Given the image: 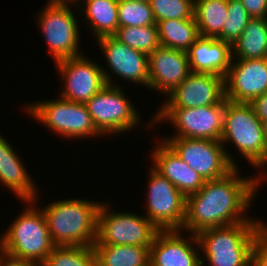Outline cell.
Here are the masks:
<instances>
[{
    "label": "cell",
    "instance_id": "obj_28",
    "mask_svg": "<svg viewBox=\"0 0 267 266\" xmlns=\"http://www.w3.org/2000/svg\"><path fill=\"white\" fill-rule=\"evenodd\" d=\"M41 266H96L92 246H55Z\"/></svg>",
    "mask_w": 267,
    "mask_h": 266
},
{
    "label": "cell",
    "instance_id": "obj_4",
    "mask_svg": "<svg viewBox=\"0 0 267 266\" xmlns=\"http://www.w3.org/2000/svg\"><path fill=\"white\" fill-rule=\"evenodd\" d=\"M102 202L61 199L42 207L49 235L55 246H93L97 238V216Z\"/></svg>",
    "mask_w": 267,
    "mask_h": 266
},
{
    "label": "cell",
    "instance_id": "obj_31",
    "mask_svg": "<svg viewBox=\"0 0 267 266\" xmlns=\"http://www.w3.org/2000/svg\"><path fill=\"white\" fill-rule=\"evenodd\" d=\"M157 22L168 19H195L194 0H149Z\"/></svg>",
    "mask_w": 267,
    "mask_h": 266
},
{
    "label": "cell",
    "instance_id": "obj_14",
    "mask_svg": "<svg viewBox=\"0 0 267 266\" xmlns=\"http://www.w3.org/2000/svg\"><path fill=\"white\" fill-rule=\"evenodd\" d=\"M97 42L105 57V64L109 68L106 70L102 66L107 85L120 86L112 79L114 74L115 77H120V80L134 82V85L136 83L148 88L149 63L146 53L130 48L114 36L98 38ZM108 70L111 72L109 73Z\"/></svg>",
    "mask_w": 267,
    "mask_h": 266
},
{
    "label": "cell",
    "instance_id": "obj_32",
    "mask_svg": "<svg viewBox=\"0 0 267 266\" xmlns=\"http://www.w3.org/2000/svg\"><path fill=\"white\" fill-rule=\"evenodd\" d=\"M251 18H267V0H240Z\"/></svg>",
    "mask_w": 267,
    "mask_h": 266
},
{
    "label": "cell",
    "instance_id": "obj_22",
    "mask_svg": "<svg viewBox=\"0 0 267 266\" xmlns=\"http://www.w3.org/2000/svg\"><path fill=\"white\" fill-rule=\"evenodd\" d=\"M82 5V6H81ZM79 9L95 40L114 36L118 29V0H83ZM81 9V10H80Z\"/></svg>",
    "mask_w": 267,
    "mask_h": 266
},
{
    "label": "cell",
    "instance_id": "obj_16",
    "mask_svg": "<svg viewBox=\"0 0 267 266\" xmlns=\"http://www.w3.org/2000/svg\"><path fill=\"white\" fill-rule=\"evenodd\" d=\"M159 108H196L219 104L225 98L224 77L193 73L166 96Z\"/></svg>",
    "mask_w": 267,
    "mask_h": 266
},
{
    "label": "cell",
    "instance_id": "obj_27",
    "mask_svg": "<svg viewBox=\"0 0 267 266\" xmlns=\"http://www.w3.org/2000/svg\"><path fill=\"white\" fill-rule=\"evenodd\" d=\"M114 37L130 48L147 55L153 53L160 45L157 24L118 27Z\"/></svg>",
    "mask_w": 267,
    "mask_h": 266
},
{
    "label": "cell",
    "instance_id": "obj_2",
    "mask_svg": "<svg viewBox=\"0 0 267 266\" xmlns=\"http://www.w3.org/2000/svg\"><path fill=\"white\" fill-rule=\"evenodd\" d=\"M264 222H240L201 230L197 237L204 253L202 266H206L204 258L208 266H250L254 247L267 234Z\"/></svg>",
    "mask_w": 267,
    "mask_h": 266
},
{
    "label": "cell",
    "instance_id": "obj_13",
    "mask_svg": "<svg viewBox=\"0 0 267 266\" xmlns=\"http://www.w3.org/2000/svg\"><path fill=\"white\" fill-rule=\"evenodd\" d=\"M55 66L63 82L59 95L65 100L86 103L107 85L102 65L85 54L59 60Z\"/></svg>",
    "mask_w": 267,
    "mask_h": 266
},
{
    "label": "cell",
    "instance_id": "obj_8",
    "mask_svg": "<svg viewBox=\"0 0 267 266\" xmlns=\"http://www.w3.org/2000/svg\"><path fill=\"white\" fill-rule=\"evenodd\" d=\"M110 208L104 201L99 207L94 245L150 247L153 244L160 230L145 215L128 211L115 212Z\"/></svg>",
    "mask_w": 267,
    "mask_h": 266
},
{
    "label": "cell",
    "instance_id": "obj_12",
    "mask_svg": "<svg viewBox=\"0 0 267 266\" xmlns=\"http://www.w3.org/2000/svg\"><path fill=\"white\" fill-rule=\"evenodd\" d=\"M160 140L204 181L220 179L235 168L228 160L221 141L166 136Z\"/></svg>",
    "mask_w": 267,
    "mask_h": 266
},
{
    "label": "cell",
    "instance_id": "obj_19",
    "mask_svg": "<svg viewBox=\"0 0 267 266\" xmlns=\"http://www.w3.org/2000/svg\"><path fill=\"white\" fill-rule=\"evenodd\" d=\"M157 142L150 152L152 167L167 178L185 197L197 193L205 181L164 141Z\"/></svg>",
    "mask_w": 267,
    "mask_h": 266
},
{
    "label": "cell",
    "instance_id": "obj_24",
    "mask_svg": "<svg viewBox=\"0 0 267 266\" xmlns=\"http://www.w3.org/2000/svg\"><path fill=\"white\" fill-rule=\"evenodd\" d=\"M96 266H150V247L93 245Z\"/></svg>",
    "mask_w": 267,
    "mask_h": 266
},
{
    "label": "cell",
    "instance_id": "obj_30",
    "mask_svg": "<svg viewBox=\"0 0 267 266\" xmlns=\"http://www.w3.org/2000/svg\"><path fill=\"white\" fill-rule=\"evenodd\" d=\"M227 18L216 38L231 46L239 39L251 17L240 0H228Z\"/></svg>",
    "mask_w": 267,
    "mask_h": 266
},
{
    "label": "cell",
    "instance_id": "obj_20",
    "mask_svg": "<svg viewBox=\"0 0 267 266\" xmlns=\"http://www.w3.org/2000/svg\"><path fill=\"white\" fill-rule=\"evenodd\" d=\"M4 138L0 134V184L10 189L20 201H34L39 196L36 181L27 172L14 147Z\"/></svg>",
    "mask_w": 267,
    "mask_h": 266
},
{
    "label": "cell",
    "instance_id": "obj_34",
    "mask_svg": "<svg viewBox=\"0 0 267 266\" xmlns=\"http://www.w3.org/2000/svg\"><path fill=\"white\" fill-rule=\"evenodd\" d=\"M0 266H39L37 263L13 257L0 249Z\"/></svg>",
    "mask_w": 267,
    "mask_h": 266
},
{
    "label": "cell",
    "instance_id": "obj_37",
    "mask_svg": "<svg viewBox=\"0 0 267 266\" xmlns=\"http://www.w3.org/2000/svg\"><path fill=\"white\" fill-rule=\"evenodd\" d=\"M264 138L267 144V120L262 121Z\"/></svg>",
    "mask_w": 267,
    "mask_h": 266
},
{
    "label": "cell",
    "instance_id": "obj_10",
    "mask_svg": "<svg viewBox=\"0 0 267 266\" xmlns=\"http://www.w3.org/2000/svg\"><path fill=\"white\" fill-rule=\"evenodd\" d=\"M37 13V25L46 42L47 51L54 63L83 54L80 50V28L72 6L54 5L46 2ZM79 29V30H78Z\"/></svg>",
    "mask_w": 267,
    "mask_h": 266
},
{
    "label": "cell",
    "instance_id": "obj_9",
    "mask_svg": "<svg viewBox=\"0 0 267 266\" xmlns=\"http://www.w3.org/2000/svg\"><path fill=\"white\" fill-rule=\"evenodd\" d=\"M122 88L106 85L85 103L96 129L107 138L137 129L142 121Z\"/></svg>",
    "mask_w": 267,
    "mask_h": 266
},
{
    "label": "cell",
    "instance_id": "obj_36",
    "mask_svg": "<svg viewBox=\"0 0 267 266\" xmlns=\"http://www.w3.org/2000/svg\"><path fill=\"white\" fill-rule=\"evenodd\" d=\"M47 2L54 5H65V6H70V3L72 4V6L73 5L76 6L78 4L77 5L78 7L82 3V0H49Z\"/></svg>",
    "mask_w": 267,
    "mask_h": 266
},
{
    "label": "cell",
    "instance_id": "obj_1",
    "mask_svg": "<svg viewBox=\"0 0 267 266\" xmlns=\"http://www.w3.org/2000/svg\"><path fill=\"white\" fill-rule=\"evenodd\" d=\"M239 172L235 167L220 179L205 181L197 193L186 197L184 233L197 235L208 228L261 222L246 214L258 189L263 187L259 175L243 177Z\"/></svg>",
    "mask_w": 267,
    "mask_h": 266
},
{
    "label": "cell",
    "instance_id": "obj_3",
    "mask_svg": "<svg viewBox=\"0 0 267 266\" xmlns=\"http://www.w3.org/2000/svg\"><path fill=\"white\" fill-rule=\"evenodd\" d=\"M224 146L226 156L234 167H238L235 159L226 149L227 143L234 145L241 156L251 164L252 168L260 170L259 181L267 180V144L264 138L262 121L256 116L250 103H234L225 100L223 129L220 139ZM237 165V166H236ZM262 169V170H261Z\"/></svg>",
    "mask_w": 267,
    "mask_h": 266
},
{
    "label": "cell",
    "instance_id": "obj_29",
    "mask_svg": "<svg viewBox=\"0 0 267 266\" xmlns=\"http://www.w3.org/2000/svg\"><path fill=\"white\" fill-rule=\"evenodd\" d=\"M156 24L149 1L118 0V27Z\"/></svg>",
    "mask_w": 267,
    "mask_h": 266
},
{
    "label": "cell",
    "instance_id": "obj_17",
    "mask_svg": "<svg viewBox=\"0 0 267 266\" xmlns=\"http://www.w3.org/2000/svg\"><path fill=\"white\" fill-rule=\"evenodd\" d=\"M182 230H160L150 246V266H202L196 234Z\"/></svg>",
    "mask_w": 267,
    "mask_h": 266
},
{
    "label": "cell",
    "instance_id": "obj_15",
    "mask_svg": "<svg viewBox=\"0 0 267 266\" xmlns=\"http://www.w3.org/2000/svg\"><path fill=\"white\" fill-rule=\"evenodd\" d=\"M224 86L228 101L251 103L267 92V58L232 59Z\"/></svg>",
    "mask_w": 267,
    "mask_h": 266
},
{
    "label": "cell",
    "instance_id": "obj_5",
    "mask_svg": "<svg viewBox=\"0 0 267 266\" xmlns=\"http://www.w3.org/2000/svg\"><path fill=\"white\" fill-rule=\"evenodd\" d=\"M37 199L23 201L27 208L0 235V249L13 257L30 260L41 266L55 245Z\"/></svg>",
    "mask_w": 267,
    "mask_h": 266
},
{
    "label": "cell",
    "instance_id": "obj_18",
    "mask_svg": "<svg viewBox=\"0 0 267 266\" xmlns=\"http://www.w3.org/2000/svg\"><path fill=\"white\" fill-rule=\"evenodd\" d=\"M148 89L166 97L191 73L186 51L159 45L148 55Z\"/></svg>",
    "mask_w": 267,
    "mask_h": 266
},
{
    "label": "cell",
    "instance_id": "obj_11",
    "mask_svg": "<svg viewBox=\"0 0 267 266\" xmlns=\"http://www.w3.org/2000/svg\"><path fill=\"white\" fill-rule=\"evenodd\" d=\"M148 172L145 216L159 230H182L186 197L152 166Z\"/></svg>",
    "mask_w": 267,
    "mask_h": 266
},
{
    "label": "cell",
    "instance_id": "obj_33",
    "mask_svg": "<svg viewBox=\"0 0 267 266\" xmlns=\"http://www.w3.org/2000/svg\"><path fill=\"white\" fill-rule=\"evenodd\" d=\"M250 266H267V234L254 247Z\"/></svg>",
    "mask_w": 267,
    "mask_h": 266
},
{
    "label": "cell",
    "instance_id": "obj_25",
    "mask_svg": "<svg viewBox=\"0 0 267 266\" xmlns=\"http://www.w3.org/2000/svg\"><path fill=\"white\" fill-rule=\"evenodd\" d=\"M156 24L159 43L165 47L187 52L200 37L195 19H168Z\"/></svg>",
    "mask_w": 267,
    "mask_h": 266
},
{
    "label": "cell",
    "instance_id": "obj_6",
    "mask_svg": "<svg viewBox=\"0 0 267 266\" xmlns=\"http://www.w3.org/2000/svg\"><path fill=\"white\" fill-rule=\"evenodd\" d=\"M24 109L31 118L64 139L103 136L96 129L85 103L68 101L58 96V99L28 103Z\"/></svg>",
    "mask_w": 267,
    "mask_h": 266
},
{
    "label": "cell",
    "instance_id": "obj_35",
    "mask_svg": "<svg viewBox=\"0 0 267 266\" xmlns=\"http://www.w3.org/2000/svg\"><path fill=\"white\" fill-rule=\"evenodd\" d=\"M250 104L261 121L267 120V92L255 98Z\"/></svg>",
    "mask_w": 267,
    "mask_h": 266
},
{
    "label": "cell",
    "instance_id": "obj_21",
    "mask_svg": "<svg viewBox=\"0 0 267 266\" xmlns=\"http://www.w3.org/2000/svg\"><path fill=\"white\" fill-rule=\"evenodd\" d=\"M187 55L191 72L225 77L232 62V46L216 38L200 36Z\"/></svg>",
    "mask_w": 267,
    "mask_h": 266
},
{
    "label": "cell",
    "instance_id": "obj_26",
    "mask_svg": "<svg viewBox=\"0 0 267 266\" xmlns=\"http://www.w3.org/2000/svg\"><path fill=\"white\" fill-rule=\"evenodd\" d=\"M228 0H194V18L202 37L217 38L227 18Z\"/></svg>",
    "mask_w": 267,
    "mask_h": 266
},
{
    "label": "cell",
    "instance_id": "obj_23",
    "mask_svg": "<svg viewBox=\"0 0 267 266\" xmlns=\"http://www.w3.org/2000/svg\"><path fill=\"white\" fill-rule=\"evenodd\" d=\"M267 58V18H251L232 45V59Z\"/></svg>",
    "mask_w": 267,
    "mask_h": 266
},
{
    "label": "cell",
    "instance_id": "obj_7",
    "mask_svg": "<svg viewBox=\"0 0 267 266\" xmlns=\"http://www.w3.org/2000/svg\"><path fill=\"white\" fill-rule=\"evenodd\" d=\"M224 98L219 104L196 108H158L148 126L169 122L175 134L167 137H184L220 141L225 112ZM167 120V121H166Z\"/></svg>",
    "mask_w": 267,
    "mask_h": 266
}]
</instances>
